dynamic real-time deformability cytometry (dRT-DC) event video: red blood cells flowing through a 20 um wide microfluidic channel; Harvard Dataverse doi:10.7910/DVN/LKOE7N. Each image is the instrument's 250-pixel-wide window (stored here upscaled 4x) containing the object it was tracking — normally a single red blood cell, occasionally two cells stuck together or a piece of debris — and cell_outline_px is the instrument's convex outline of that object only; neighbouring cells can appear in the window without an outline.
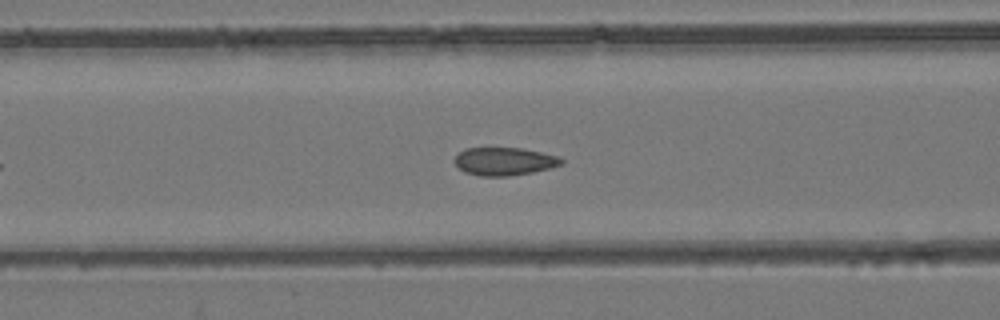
{"species": "common noctule bat (a hibernating species)", "species_latin": "Nyctalus noctula", "temperature_condition": "room temperature", "stored_images_in_passage": 34, "camera_frame_rate_fps": 3000, "um_per_image_px": 0.085, "animal": {"sex": "female", "body_mass_g": 24.6, "forearm_length_mm": 56.2}, "frame": {"image": 1, "passage_image": 12, "time_ms": 3.667, "image_size_px": [1000, 320], "cell_outline_px": [[564, 164], [532, 172], [508, 176], [480, 176], [464, 172], [456, 164], [456, 156], [464, 148], [520, 148], [560, 156], [564, 160]], "centroid_in_image_um": [42.89, 13.71], "position_along_channel_um": 123.7, "area_um2": 17.28}}
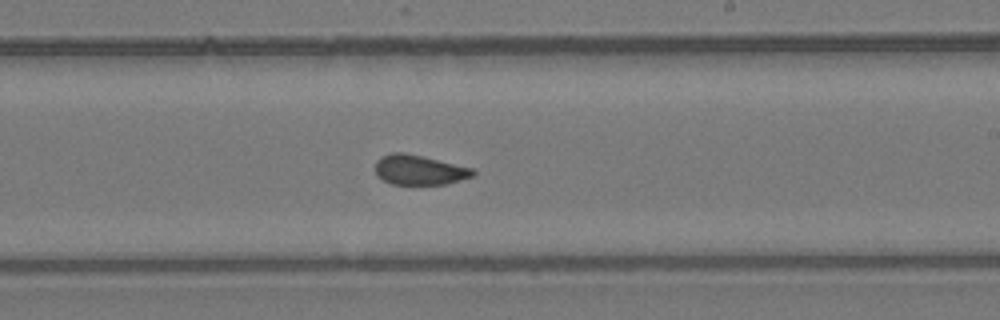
{"frame": {"image": 2, "passage_image": 22, "time_ms": 7.0, "image_size_px": [1000, 320], "cell_outline_px": [[476, 172], [472, 176], [460, 180], [444, 184], [392, 184], [376, 176], [376, 160], [380, 156], [392, 152], [404, 152], [472, 168]], "centroid_in_image_um": [35.59, 14.44], "position_along_channel_um": 253.4, "area_um2": 16.82}}
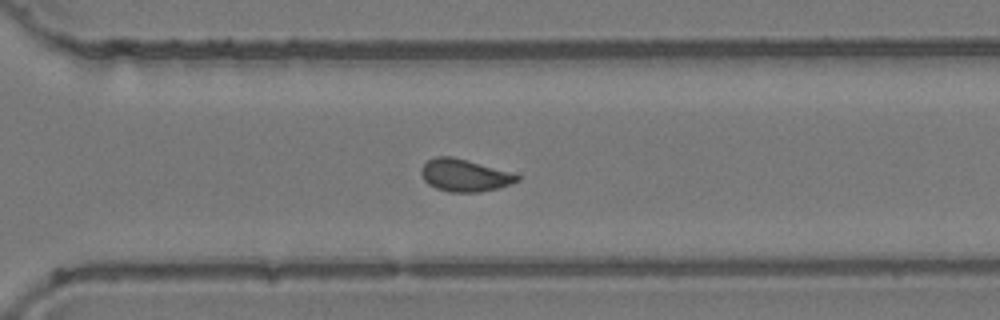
{"frame": {"image": 3, "passage_image": 28, "time_ms": 9.0, "image_size_px": [1000, 320], "cell_outline_px": [[520, 180], [500, 188], [476, 192], [448, 192], [436, 188], [428, 184], [424, 180], [420, 172], [424, 164], [428, 160], [436, 156], [452, 156], [508, 172], [520, 176]], "centroid_in_image_um": [39.45, 14.91], "position_along_channel_um": 331.2, "area_um2": 17.8}}